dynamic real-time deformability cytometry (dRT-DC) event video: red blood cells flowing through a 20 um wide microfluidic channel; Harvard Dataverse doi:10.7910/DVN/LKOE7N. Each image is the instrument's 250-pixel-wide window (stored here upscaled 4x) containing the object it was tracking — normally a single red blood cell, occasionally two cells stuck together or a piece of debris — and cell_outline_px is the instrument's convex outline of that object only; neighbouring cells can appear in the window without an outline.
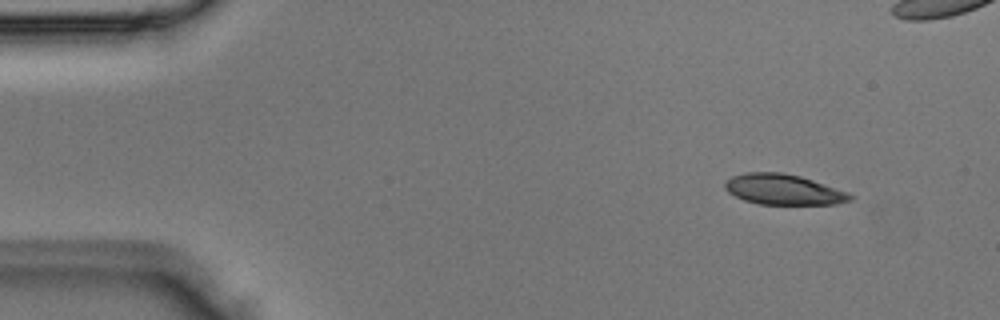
{"species": "Egyptian fruit bat (a non-hibernating species)", "species_latin": "Rousettus aegyptiacus", "temperature_condition": "room temperature", "stored_images_in_passage": 2, "camera_frame_rate_fps": 3000, "um_per_image_px": 0.085, "animal": {"sex": "male"}, "frame": {"image": 1, "passage_image": 1, "time_ms": 0.0, "image_size_px": [1000, 320], "cell_outline_px": [[856, 196], [852, 200], [836, 204], [760, 204], [744, 200], [728, 192], [724, 188], [724, 184], [732, 176], [748, 172], [784, 172], [800, 176], [848, 192]], "centroid_in_image_um": [66.61, 16.11], "position_along_channel_um": 18.4, "area_um2": 22.2}}